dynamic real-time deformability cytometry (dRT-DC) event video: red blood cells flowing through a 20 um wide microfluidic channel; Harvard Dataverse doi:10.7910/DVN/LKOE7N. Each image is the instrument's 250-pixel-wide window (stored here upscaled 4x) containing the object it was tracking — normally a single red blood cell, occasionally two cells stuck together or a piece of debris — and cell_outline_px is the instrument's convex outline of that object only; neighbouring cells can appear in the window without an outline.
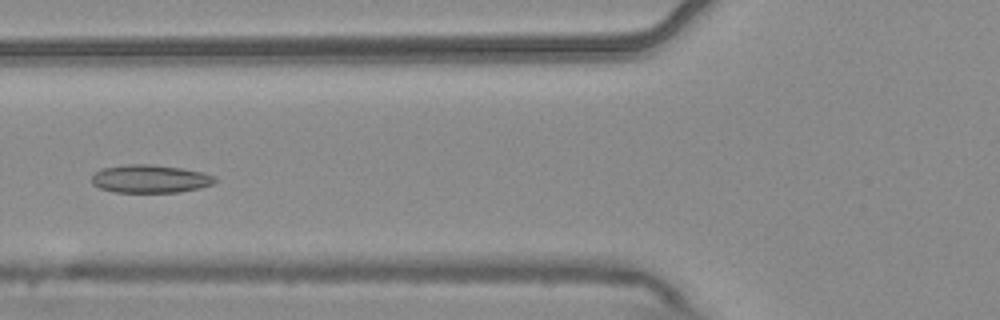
{"species": "common noctule bat (a hibernating species)", "species_latin": "Nyctalus noctula", "temperature_condition": "warm", "stored_images_in_passage": 6, "camera_frame_rate_fps": 3000, "um_per_image_px": 0.085, "animal": {"sex": "male", "body_mass_g": 20.4}, "frame": {"image": 1, "passage_image": 6, "time_ms": 1.667, "image_size_px": [1000, 320], "cell_outline_px": [[216, 180], [212, 184], [200, 188], [180, 192], [112, 192], [100, 188], [92, 184], [92, 176], [100, 168], [124, 164], [152, 164], [184, 168], [204, 172], [216, 176]], "centroid_in_image_um": [12.77, 15.19], "position_along_channel_um": 113.0, "area_um2": 20.46}}